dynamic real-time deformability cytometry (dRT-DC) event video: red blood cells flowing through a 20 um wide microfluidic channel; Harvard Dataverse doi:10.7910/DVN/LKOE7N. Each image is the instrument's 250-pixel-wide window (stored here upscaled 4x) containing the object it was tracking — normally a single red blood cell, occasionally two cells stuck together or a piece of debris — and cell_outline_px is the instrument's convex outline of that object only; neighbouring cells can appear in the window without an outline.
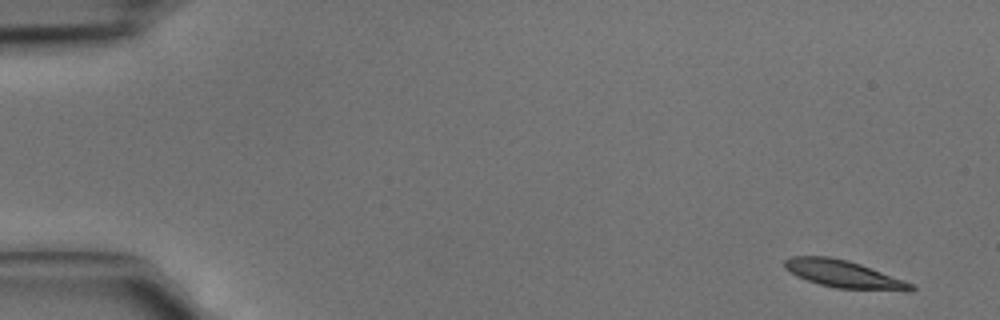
{"species": "common noctule bat (a hibernating species)", "species_latin": "Nyctalus noctula", "temperature_condition": "cold", "stored_images_in_passage": 4, "camera_frame_rate_fps": 3000, "um_per_image_px": 0.085, "animal": {"sex": "male", "body_mass_g": 15.6}, "frame": {"image": 1, "passage_image": 1, "time_ms": 0.0, "image_size_px": [1000, 320], "cell_outline_px": [[916, 288], [912, 292], [904, 292], [836, 288], [820, 284], [796, 276], [784, 268], [784, 260], [788, 256], [828, 256], [848, 260], [860, 264], [904, 280], [912, 284]], "centroid_in_image_um": [71.74, 23.31], "position_along_channel_um": 13.3, "area_um2": 20.46}}
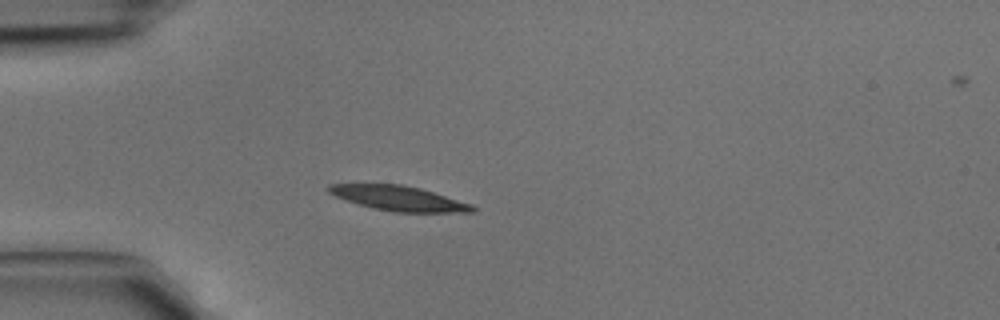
{"frame": {"image": 2, "passage_image": 4, "time_ms": 1.0, "image_size_px": [1000, 320], "cell_outline_px": [[476, 212], [392, 212], [372, 208], [336, 196], [328, 192], [324, 188], [328, 184], [400, 184], [420, 188], [472, 204], [476, 208]], "centroid_in_image_um": [33.89, 16.85], "position_along_channel_um": 51.1, "area_um2": 20.69}}